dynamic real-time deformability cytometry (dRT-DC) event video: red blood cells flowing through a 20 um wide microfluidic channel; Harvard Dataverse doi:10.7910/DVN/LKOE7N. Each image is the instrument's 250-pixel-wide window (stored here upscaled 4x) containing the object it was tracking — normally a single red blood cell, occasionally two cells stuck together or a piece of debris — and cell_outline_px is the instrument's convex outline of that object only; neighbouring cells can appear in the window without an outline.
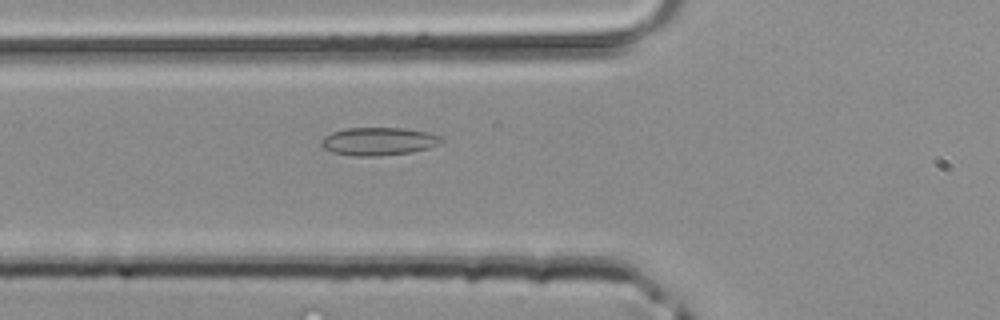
{"species": "common noctule bat (a hibernating species)", "species_latin": "Nyctalus noctula", "temperature_condition": "room temperature", "stored_images_in_passage": 33, "camera_frame_rate_fps": 3000, "um_per_image_px": 0.085, "animal": {"sex": "male", "body_mass_g": 20.4}, "frame": {"image": 1, "passage_image": 9, "time_ms": 2.667, "image_size_px": [1000, 320], "cell_outline_px": [[444, 140], [428, 148], [412, 152], [380, 156], [356, 156], [332, 152], [324, 148], [320, 144], [320, 140], [324, 136], [332, 132], [344, 128], [404, 128], [428, 132], [440, 136]], "centroid_in_image_um": [32.14, 12.01], "position_along_channel_um": 93.7, "area_um2": 19.59}}
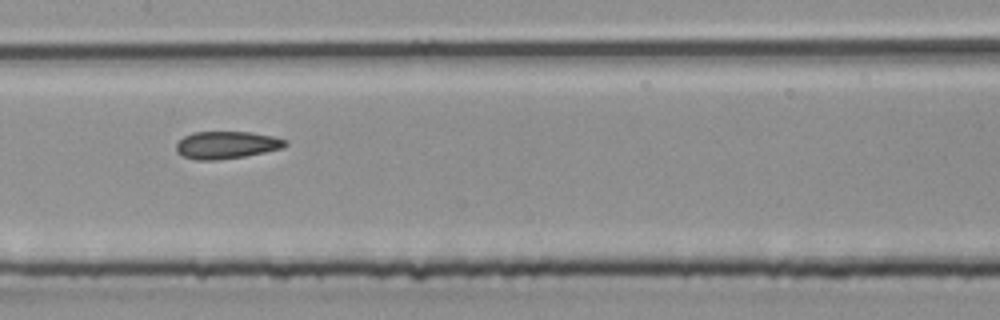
{"frame": {"image": 2, "passage_image": 15, "time_ms": 4.667, "image_size_px": [1000, 320], "cell_outline_px": [[288, 144], [280, 148], [264, 152], [244, 156], [216, 160], [196, 160], [184, 156], [176, 152], [176, 144], [184, 136], [192, 132], [248, 132], [272, 136], [288, 140]], "centroid_in_image_um": [19.23, 12.32], "position_along_channel_um": 188.2, "area_um2": 17.28}}
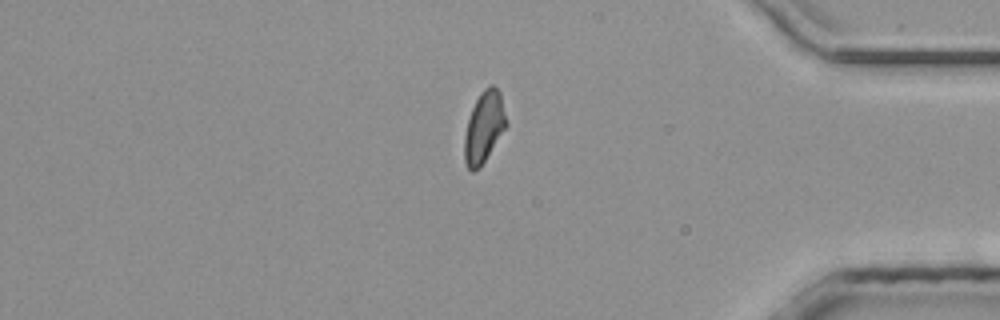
{"frame": {"image": 3, "passage_image": 30, "time_ms": 9.667, "image_size_px": [1000, 320], "cell_outline_px": [[508, 124], [480, 168], [476, 172], [472, 172], [468, 168], [464, 160], [464, 136], [468, 120], [472, 108], [480, 92], [484, 88], [492, 84], [500, 92]], "centroid_in_image_um": [41.14, 10.82], "position_along_channel_um": 394.1, "area_um2": 17.4}}